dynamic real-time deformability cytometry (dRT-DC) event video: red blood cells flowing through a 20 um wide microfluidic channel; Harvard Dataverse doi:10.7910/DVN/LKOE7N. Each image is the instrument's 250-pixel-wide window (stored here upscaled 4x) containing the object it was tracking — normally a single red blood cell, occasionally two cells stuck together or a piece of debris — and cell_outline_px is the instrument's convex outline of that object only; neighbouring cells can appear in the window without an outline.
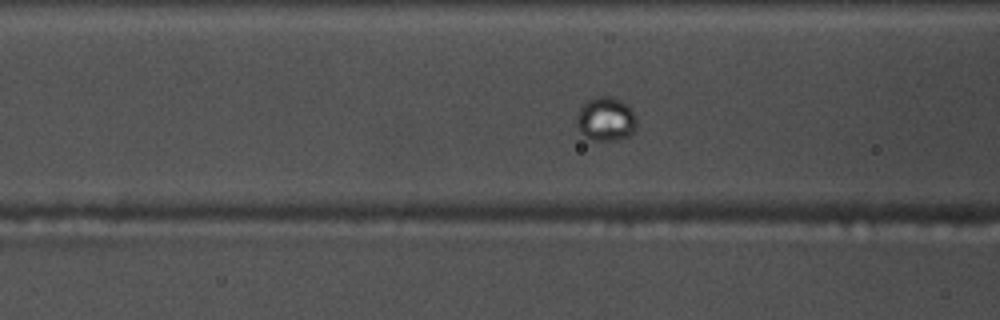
{"species": "common noctule bat (a hibernating species)", "species_latin": "Nyctalus noctula", "temperature_condition": "warm", "stored_images_in_passage": 55, "camera_frame_rate_fps": 3000, "um_per_image_px": 0.085, "animal": {"sex": "male", "body_mass_g": 17.5, "forearm_length_mm": 52.3}, "frame": {"image": 1, "passage_image": 11, "time_ms": 3.333, "image_size_px": [1000, 320], "cell_outline_px": [[636, 128], [628, 136], [620, 140], [592, 140], [584, 136], [580, 132], [576, 124], [576, 116], [580, 108], [588, 100], [596, 96], [612, 96], [620, 100], [632, 112], [636, 120]], "centroid_in_image_um": [51.46, 10.13], "position_along_channel_um": 115.1, "area_um2": 15.26}}
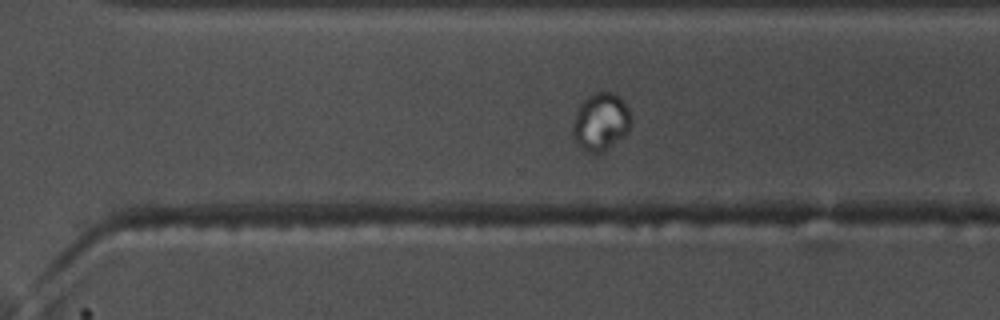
{"frame": {"image": 2, "passage_image": 31, "time_ms": 10.0, "image_size_px": [1000, 320], "cell_outline_px": [[632, 124], [628, 132], [624, 136], [604, 152], [592, 156], [576, 140], [572, 132], [576, 112], [580, 104], [588, 96], [596, 92], [612, 92], [620, 96], [628, 108], [632, 120]], "centroid_in_image_um": [51.11, 10.37], "position_along_channel_um": 319.5, "area_um2": 19.65}}
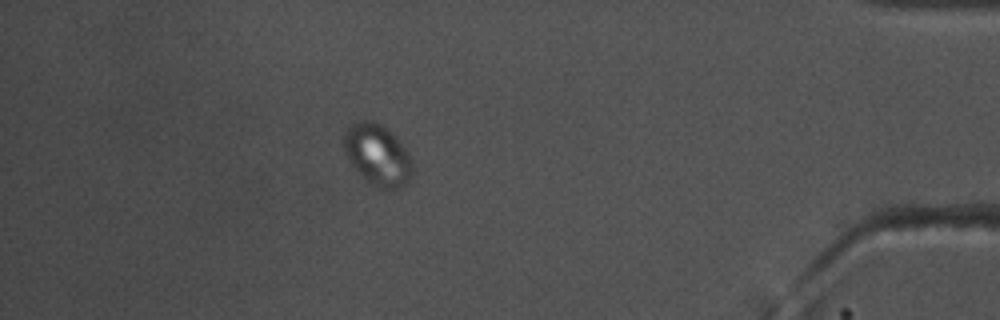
{"frame": {"image": 3, "passage_image": 46, "time_ms": 15.0, "image_size_px": [1000, 320], "cell_outline_px": [[412, 176], [400, 188], [384, 192], [376, 188], [352, 164], [344, 152], [344, 128], [352, 124], [364, 120], [372, 120], [388, 128], [408, 152], [412, 164]], "centroid_in_image_um": [32.1, 13.17], "position_along_channel_um": 403.1, "area_um2": 24.45}}